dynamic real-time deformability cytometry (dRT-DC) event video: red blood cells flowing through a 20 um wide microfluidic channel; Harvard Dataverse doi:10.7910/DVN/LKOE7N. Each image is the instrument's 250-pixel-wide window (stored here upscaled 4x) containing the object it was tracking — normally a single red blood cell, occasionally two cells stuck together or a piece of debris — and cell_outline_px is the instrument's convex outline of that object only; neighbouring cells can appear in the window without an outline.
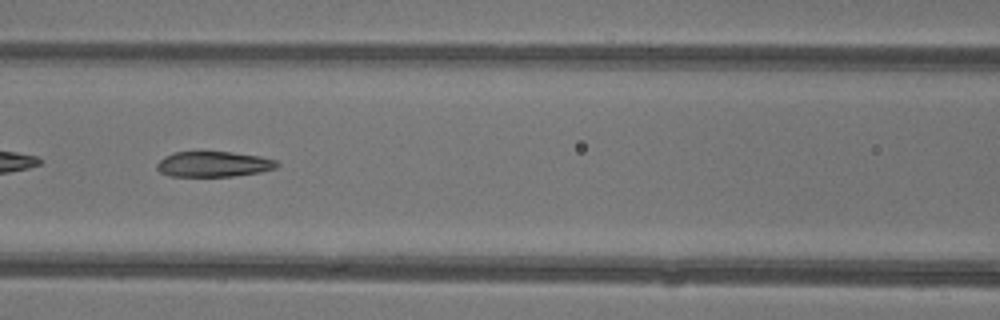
{"species": "common noctule bat (a hibernating species)", "species_latin": "Nyctalus noctula", "temperature_condition": "warm", "stored_images_in_passage": 45, "camera_frame_rate_fps": 3000, "um_per_image_px": 0.085, "animal": {"sex": "female"}, "frame": {"image": 1, "passage_image": 20, "time_ms": 6.333, "image_size_px": [1000, 320], "cell_outline_px": [[280, 164], [276, 168], [260, 172], [232, 176], [172, 176], [160, 172], [156, 168], [156, 164], [164, 156], [172, 152], [232, 152], [260, 156], [276, 160]], "centroid_in_image_um": [18.15, 13.95], "position_along_channel_um": 148.4, "area_um2": 17.8}}
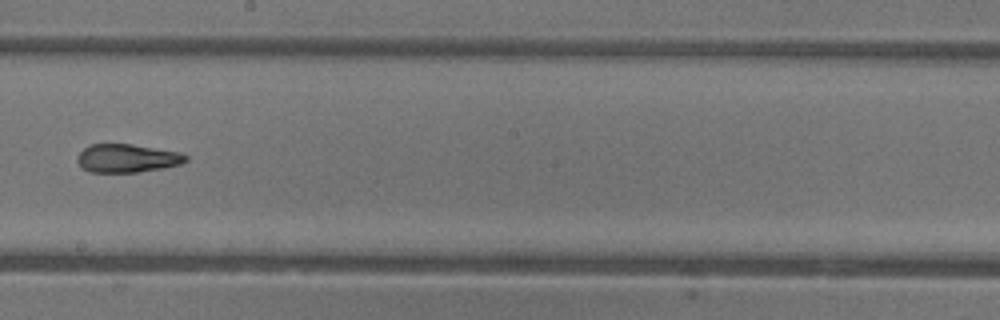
{"frame": {"image": 2, "passage_image": 26, "time_ms": 8.333, "image_size_px": [1000, 320], "cell_outline_px": [[188, 160], [180, 164], [164, 168], [136, 172], [88, 172], [76, 160], [80, 152], [88, 144], [132, 144], [184, 152], [188, 156]], "centroid_in_image_um": [10.85, 13.44], "position_along_channel_um": 237.3, "area_um2": 18.09}, "authors_computed_cell_mechanics": {"area_um2": 19.4208, "velocity_mm_per_s": 4.4591, "shape_relaxation_time_tau1_ms": 9.6702, "shape_relaxation_time_tau2_ms": 2.6592, "deformation_change_tau1": 0.2632, "deformation_change_tau2": 0.1142}}